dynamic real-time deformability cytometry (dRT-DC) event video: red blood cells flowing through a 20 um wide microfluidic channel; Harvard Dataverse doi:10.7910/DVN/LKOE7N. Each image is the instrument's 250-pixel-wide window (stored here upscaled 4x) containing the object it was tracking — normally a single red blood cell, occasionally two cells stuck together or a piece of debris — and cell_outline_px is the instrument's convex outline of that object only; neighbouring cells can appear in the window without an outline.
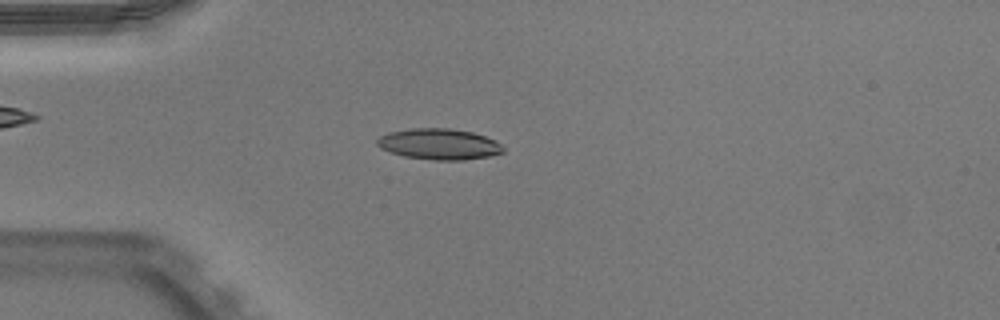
{"species": "Egyptian fruit bat (a non-hibernating species)", "species_latin": "Rousettus aegyptiacus", "temperature_condition": "warm", "stored_images_in_passage": 41, "camera_frame_rate_fps": 3000, "um_per_image_px": 0.085, "animal": {"sex": "male"}, "frame": {"image": 1, "passage_image": 6, "time_ms": 1.667, "image_size_px": [1000, 320], "cell_outline_px": [[504, 152], [488, 156], [464, 160], [432, 160], [404, 156], [380, 148], [376, 144], [376, 140], [380, 136], [388, 132], [412, 128], [448, 128], [472, 132], [496, 140], [504, 148]], "centroid_in_image_um": [37.31, 12.25], "position_along_channel_um": 47.7, "area_um2": 22.72}}
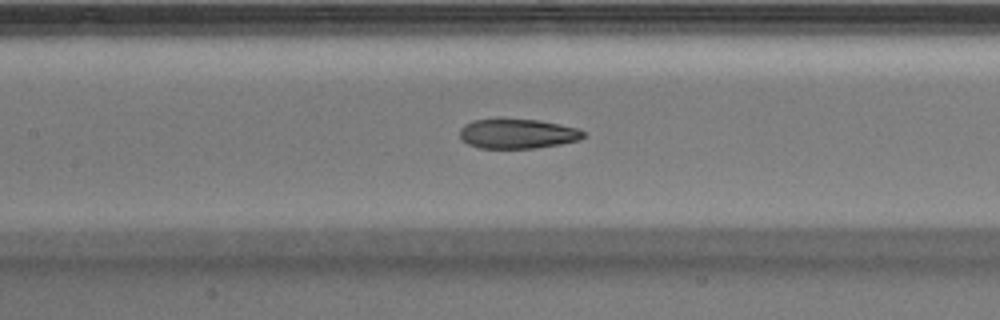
{"frame": {"image": 2, "passage_image": 16, "time_ms": 5.0, "image_size_px": [1000, 320], "cell_outline_px": [[584, 136], [580, 140], [560, 144], [536, 148], [480, 148], [468, 144], [460, 140], [460, 128], [464, 124], [472, 120], [496, 116], [500, 116], [540, 120], [576, 128], [584, 132]], "centroid_in_image_um": [43.9, 11.32], "position_along_channel_um": 163.5, "area_um2": 22.2}}
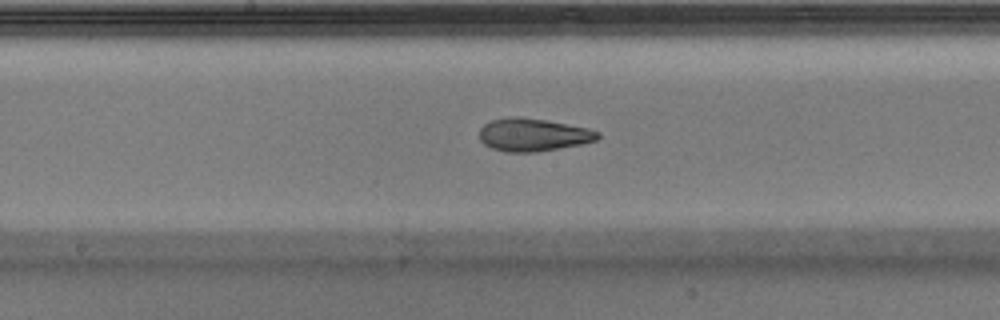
{"frame": {"image": 3, "passage_image": 19, "time_ms": 6.0, "image_size_px": [1000, 320], "cell_outline_px": [[600, 136], [596, 140], [580, 144], [560, 148], [536, 152], [504, 152], [492, 148], [484, 144], [480, 140], [480, 128], [484, 124], [492, 120], [512, 116], [520, 116], [548, 120], [588, 128], [600, 132]], "centroid_in_image_um": [45.31, 11.45], "position_along_channel_um": 202.9, "area_um2": 22.77}, "authors_computed_cell_mechanics": {"area_um2": 22.3108, "velocity_mm_per_s": 3.9546, "shape_relaxation_time_tau1_ms": null, "shape_relaxation_time_tau2_ms": 2.0028, "deformation_change_tau1": null, "deformation_change_tau2": 0.094}}